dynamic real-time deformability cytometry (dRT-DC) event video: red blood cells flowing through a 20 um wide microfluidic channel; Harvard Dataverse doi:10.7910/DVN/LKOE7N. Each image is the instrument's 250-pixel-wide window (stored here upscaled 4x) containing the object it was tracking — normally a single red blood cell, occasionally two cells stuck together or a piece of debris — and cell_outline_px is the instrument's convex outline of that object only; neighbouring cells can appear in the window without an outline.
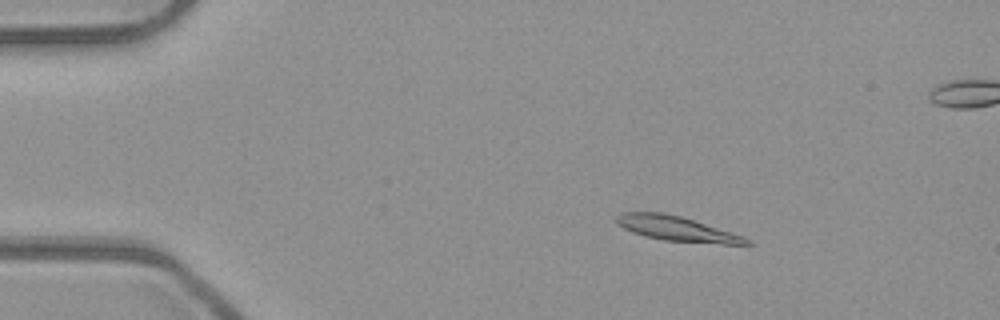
{"species": "common noctule bat (a hibernating species)", "species_latin": "Nyctalus noctula", "temperature_condition": "room temperature", "stored_images_in_passage": 6, "camera_frame_rate_fps": 3000, "um_per_image_px": 0.085, "animal": {"sex": "male", "body_mass_g": 23.1, "forearm_length_mm": 52.7}, "frame": {"image": 1, "passage_image": 3, "time_ms": 0.667, "image_size_px": [1000, 320], "cell_outline_px": [[756, 244], [724, 244], [664, 240], [644, 236], [632, 232], [616, 224], [616, 216], [624, 212], [660, 212], [680, 216], [744, 236], [752, 240]], "centroid_in_image_um": [57.54, 19.44], "position_along_channel_um": 27.5, "area_um2": 18.67}}